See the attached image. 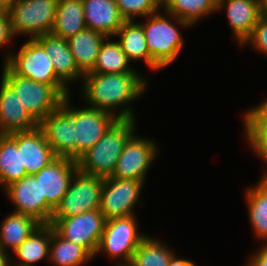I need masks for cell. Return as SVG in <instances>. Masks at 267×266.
Here are the masks:
<instances>
[{"label": "cell", "mask_w": 267, "mask_h": 266, "mask_svg": "<svg viewBox=\"0 0 267 266\" xmlns=\"http://www.w3.org/2000/svg\"><path fill=\"white\" fill-rule=\"evenodd\" d=\"M84 95L89 103L99 110L115 115L112 108L139 97L147 83L136 72L127 73H85ZM116 106V107H115Z\"/></svg>", "instance_id": "obj_1"}, {"label": "cell", "mask_w": 267, "mask_h": 266, "mask_svg": "<svg viewBox=\"0 0 267 266\" xmlns=\"http://www.w3.org/2000/svg\"><path fill=\"white\" fill-rule=\"evenodd\" d=\"M135 119H117L90 149L77 159L84 174L109 177L128 140L134 135Z\"/></svg>", "instance_id": "obj_2"}, {"label": "cell", "mask_w": 267, "mask_h": 266, "mask_svg": "<svg viewBox=\"0 0 267 266\" xmlns=\"http://www.w3.org/2000/svg\"><path fill=\"white\" fill-rule=\"evenodd\" d=\"M5 61L4 65L14 74L52 85L64 98L69 96L68 86L57 77L51 59L35 38L23 44L18 54L10 53Z\"/></svg>", "instance_id": "obj_3"}, {"label": "cell", "mask_w": 267, "mask_h": 266, "mask_svg": "<svg viewBox=\"0 0 267 266\" xmlns=\"http://www.w3.org/2000/svg\"><path fill=\"white\" fill-rule=\"evenodd\" d=\"M69 96L63 99L61 108L75 123L76 160L90 149L117 119H133L132 109L125 107L118 115L92 108H69Z\"/></svg>", "instance_id": "obj_4"}, {"label": "cell", "mask_w": 267, "mask_h": 266, "mask_svg": "<svg viewBox=\"0 0 267 266\" xmlns=\"http://www.w3.org/2000/svg\"><path fill=\"white\" fill-rule=\"evenodd\" d=\"M149 15L146 24H140L146 38L147 48L151 55V69L164 68L179 55L183 39L177 27L160 13Z\"/></svg>", "instance_id": "obj_5"}, {"label": "cell", "mask_w": 267, "mask_h": 266, "mask_svg": "<svg viewBox=\"0 0 267 266\" xmlns=\"http://www.w3.org/2000/svg\"><path fill=\"white\" fill-rule=\"evenodd\" d=\"M2 77L14 88L22 105L38 123L61 107L64 97L52 85L20 77L6 65Z\"/></svg>", "instance_id": "obj_6"}, {"label": "cell", "mask_w": 267, "mask_h": 266, "mask_svg": "<svg viewBox=\"0 0 267 266\" xmlns=\"http://www.w3.org/2000/svg\"><path fill=\"white\" fill-rule=\"evenodd\" d=\"M59 0H15L9 11L13 35L29 34L35 38L53 28Z\"/></svg>", "instance_id": "obj_7"}, {"label": "cell", "mask_w": 267, "mask_h": 266, "mask_svg": "<svg viewBox=\"0 0 267 266\" xmlns=\"http://www.w3.org/2000/svg\"><path fill=\"white\" fill-rule=\"evenodd\" d=\"M72 178L52 218L70 217L99 209L104 177L84 174L77 170Z\"/></svg>", "instance_id": "obj_8"}, {"label": "cell", "mask_w": 267, "mask_h": 266, "mask_svg": "<svg viewBox=\"0 0 267 266\" xmlns=\"http://www.w3.org/2000/svg\"><path fill=\"white\" fill-rule=\"evenodd\" d=\"M105 223V217L96 209L75 216L52 218L50 225L59 236L84 247L94 257Z\"/></svg>", "instance_id": "obj_9"}, {"label": "cell", "mask_w": 267, "mask_h": 266, "mask_svg": "<svg viewBox=\"0 0 267 266\" xmlns=\"http://www.w3.org/2000/svg\"><path fill=\"white\" fill-rule=\"evenodd\" d=\"M145 237L137 231L134 215L108 219L97 253L105 251L113 259L122 257L125 259L123 265H127L130 264L134 251Z\"/></svg>", "instance_id": "obj_10"}, {"label": "cell", "mask_w": 267, "mask_h": 266, "mask_svg": "<svg viewBox=\"0 0 267 266\" xmlns=\"http://www.w3.org/2000/svg\"><path fill=\"white\" fill-rule=\"evenodd\" d=\"M143 181L105 177L99 210L106 220L134 215ZM132 210V211H131Z\"/></svg>", "instance_id": "obj_11"}, {"label": "cell", "mask_w": 267, "mask_h": 266, "mask_svg": "<svg viewBox=\"0 0 267 266\" xmlns=\"http://www.w3.org/2000/svg\"><path fill=\"white\" fill-rule=\"evenodd\" d=\"M6 194L16 206L15 212L29 215L41 224H50L54 210L41 198L40 183L34 175H25L6 188Z\"/></svg>", "instance_id": "obj_12"}, {"label": "cell", "mask_w": 267, "mask_h": 266, "mask_svg": "<svg viewBox=\"0 0 267 266\" xmlns=\"http://www.w3.org/2000/svg\"><path fill=\"white\" fill-rule=\"evenodd\" d=\"M157 148L151 140L132 136L126 143L110 177L144 182L146 171L156 156Z\"/></svg>", "instance_id": "obj_13"}, {"label": "cell", "mask_w": 267, "mask_h": 266, "mask_svg": "<svg viewBox=\"0 0 267 266\" xmlns=\"http://www.w3.org/2000/svg\"><path fill=\"white\" fill-rule=\"evenodd\" d=\"M78 170L77 160L57 157L49 165L33 174L40 183L41 198L55 210L68 190L72 176Z\"/></svg>", "instance_id": "obj_14"}, {"label": "cell", "mask_w": 267, "mask_h": 266, "mask_svg": "<svg viewBox=\"0 0 267 266\" xmlns=\"http://www.w3.org/2000/svg\"><path fill=\"white\" fill-rule=\"evenodd\" d=\"M39 128L57 157L76 160L75 123L61 107L48 114Z\"/></svg>", "instance_id": "obj_15"}, {"label": "cell", "mask_w": 267, "mask_h": 266, "mask_svg": "<svg viewBox=\"0 0 267 266\" xmlns=\"http://www.w3.org/2000/svg\"><path fill=\"white\" fill-rule=\"evenodd\" d=\"M39 123L22 105L14 88L2 77L0 87V134L9 135L36 129Z\"/></svg>", "instance_id": "obj_16"}, {"label": "cell", "mask_w": 267, "mask_h": 266, "mask_svg": "<svg viewBox=\"0 0 267 266\" xmlns=\"http://www.w3.org/2000/svg\"><path fill=\"white\" fill-rule=\"evenodd\" d=\"M9 136L17 143L18 149H21L22 165L28 175L37 173L57 158L39 127Z\"/></svg>", "instance_id": "obj_17"}, {"label": "cell", "mask_w": 267, "mask_h": 266, "mask_svg": "<svg viewBox=\"0 0 267 266\" xmlns=\"http://www.w3.org/2000/svg\"><path fill=\"white\" fill-rule=\"evenodd\" d=\"M86 28L107 36H115L126 22L114 0H82Z\"/></svg>", "instance_id": "obj_18"}, {"label": "cell", "mask_w": 267, "mask_h": 266, "mask_svg": "<svg viewBox=\"0 0 267 266\" xmlns=\"http://www.w3.org/2000/svg\"><path fill=\"white\" fill-rule=\"evenodd\" d=\"M224 4L227 7L228 22L242 45L261 16V0H218V10Z\"/></svg>", "instance_id": "obj_19"}, {"label": "cell", "mask_w": 267, "mask_h": 266, "mask_svg": "<svg viewBox=\"0 0 267 266\" xmlns=\"http://www.w3.org/2000/svg\"><path fill=\"white\" fill-rule=\"evenodd\" d=\"M35 39L43 46L44 51L54 66L57 77L66 85L71 80L84 76L77 67L69 48L68 41L51 33L44 34Z\"/></svg>", "instance_id": "obj_20"}, {"label": "cell", "mask_w": 267, "mask_h": 266, "mask_svg": "<svg viewBox=\"0 0 267 266\" xmlns=\"http://www.w3.org/2000/svg\"><path fill=\"white\" fill-rule=\"evenodd\" d=\"M105 38L104 34L85 28L67 39L75 63L83 74L94 68Z\"/></svg>", "instance_id": "obj_21"}, {"label": "cell", "mask_w": 267, "mask_h": 266, "mask_svg": "<svg viewBox=\"0 0 267 266\" xmlns=\"http://www.w3.org/2000/svg\"><path fill=\"white\" fill-rule=\"evenodd\" d=\"M85 28L82 0H59L55 21L50 33L67 40Z\"/></svg>", "instance_id": "obj_22"}, {"label": "cell", "mask_w": 267, "mask_h": 266, "mask_svg": "<svg viewBox=\"0 0 267 266\" xmlns=\"http://www.w3.org/2000/svg\"><path fill=\"white\" fill-rule=\"evenodd\" d=\"M41 225L35 218L22 213L13 212L1 226L0 250L6 253L5 249L11 247L13 251L26 240Z\"/></svg>", "instance_id": "obj_23"}, {"label": "cell", "mask_w": 267, "mask_h": 266, "mask_svg": "<svg viewBox=\"0 0 267 266\" xmlns=\"http://www.w3.org/2000/svg\"><path fill=\"white\" fill-rule=\"evenodd\" d=\"M162 5L171 18L185 27L218 10V0H162Z\"/></svg>", "instance_id": "obj_24"}, {"label": "cell", "mask_w": 267, "mask_h": 266, "mask_svg": "<svg viewBox=\"0 0 267 266\" xmlns=\"http://www.w3.org/2000/svg\"><path fill=\"white\" fill-rule=\"evenodd\" d=\"M50 243L51 225L41 224L14 250L18 258L21 259L20 263L17 262V265L14 266H32V263L49 257Z\"/></svg>", "instance_id": "obj_25"}, {"label": "cell", "mask_w": 267, "mask_h": 266, "mask_svg": "<svg viewBox=\"0 0 267 266\" xmlns=\"http://www.w3.org/2000/svg\"><path fill=\"white\" fill-rule=\"evenodd\" d=\"M26 174L22 165L21 149L9 135L0 134V185L7 187Z\"/></svg>", "instance_id": "obj_26"}, {"label": "cell", "mask_w": 267, "mask_h": 266, "mask_svg": "<svg viewBox=\"0 0 267 266\" xmlns=\"http://www.w3.org/2000/svg\"><path fill=\"white\" fill-rule=\"evenodd\" d=\"M115 35L119 36L118 42L129 61L143 59L151 68V55L147 48L145 33L140 24L126 21Z\"/></svg>", "instance_id": "obj_27"}, {"label": "cell", "mask_w": 267, "mask_h": 266, "mask_svg": "<svg viewBox=\"0 0 267 266\" xmlns=\"http://www.w3.org/2000/svg\"><path fill=\"white\" fill-rule=\"evenodd\" d=\"M246 136L252 149L267 162V100L244 115Z\"/></svg>", "instance_id": "obj_28"}, {"label": "cell", "mask_w": 267, "mask_h": 266, "mask_svg": "<svg viewBox=\"0 0 267 266\" xmlns=\"http://www.w3.org/2000/svg\"><path fill=\"white\" fill-rule=\"evenodd\" d=\"M52 245V246H51ZM92 255L82 246L59 236L51 226L49 259L58 266H80L92 259Z\"/></svg>", "instance_id": "obj_29"}, {"label": "cell", "mask_w": 267, "mask_h": 266, "mask_svg": "<svg viewBox=\"0 0 267 266\" xmlns=\"http://www.w3.org/2000/svg\"><path fill=\"white\" fill-rule=\"evenodd\" d=\"M247 191L249 219L256 235L267 240V174Z\"/></svg>", "instance_id": "obj_30"}, {"label": "cell", "mask_w": 267, "mask_h": 266, "mask_svg": "<svg viewBox=\"0 0 267 266\" xmlns=\"http://www.w3.org/2000/svg\"><path fill=\"white\" fill-rule=\"evenodd\" d=\"M129 60L119 42H103L92 73H127L135 72L129 67Z\"/></svg>", "instance_id": "obj_31"}, {"label": "cell", "mask_w": 267, "mask_h": 266, "mask_svg": "<svg viewBox=\"0 0 267 266\" xmlns=\"http://www.w3.org/2000/svg\"><path fill=\"white\" fill-rule=\"evenodd\" d=\"M174 254L161 242L146 236L133 253L130 266H168Z\"/></svg>", "instance_id": "obj_32"}, {"label": "cell", "mask_w": 267, "mask_h": 266, "mask_svg": "<svg viewBox=\"0 0 267 266\" xmlns=\"http://www.w3.org/2000/svg\"><path fill=\"white\" fill-rule=\"evenodd\" d=\"M120 14L126 21H133L134 15L148 17L156 13L162 0H114Z\"/></svg>", "instance_id": "obj_33"}, {"label": "cell", "mask_w": 267, "mask_h": 266, "mask_svg": "<svg viewBox=\"0 0 267 266\" xmlns=\"http://www.w3.org/2000/svg\"><path fill=\"white\" fill-rule=\"evenodd\" d=\"M248 42H251L255 49L267 55V17L260 16L251 35L244 41V43Z\"/></svg>", "instance_id": "obj_34"}, {"label": "cell", "mask_w": 267, "mask_h": 266, "mask_svg": "<svg viewBox=\"0 0 267 266\" xmlns=\"http://www.w3.org/2000/svg\"><path fill=\"white\" fill-rule=\"evenodd\" d=\"M13 38V32L8 10H0V47Z\"/></svg>", "instance_id": "obj_35"}, {"label": "cell", "mask_w": 267, "mask_h": 266, "mask_svg": "<svg viewBox=\"0 0 267 266\" xmlns=\"http://www.w3.org/2000/svg\"><path fill=\"white\" fill-rule=\"evenodd\" d=\"M248 266H267V243L259 253L252 256L250 262H248Z\"/></svg>", "instance_id": "obj_36"}, {"label": "cell", "mask_w": 267, "mask_h": 266, "mask_svg": "<svg viewBox=\"0 0 267 266\" xmlns=\"http://www.w3.org/2000/svg\"><path fill=\"white\" fill-rule=\"evenodd\" d=\"M168 266H195L191 261L185 259H177L175 255H173L169 261Z\"/></svg>", "instance_id": "obj_37"}, {"label": "cell", "mask_w": 267, "mask_h": 266, "mask_svg": "<svg viewBox=\"0 0 267 266\" xmlns=\"http://www.w3.org/2000/svg\"><path fill=\"white\" fill-rule=\"evenodd\" d=\"M6 254L0 250V266H10V260Z\"/></svg>", "instance_id": "obj_38"}, {"label": "cell", "mask_w": 267, "mask_h": 266, "mask_svg": "<svg viewBox=\"0 0 267 266\" xmlns=\"http://www.w3.org/2000/svg\"><path fill=\"white\" fill-rule=\"evenodd\" d=\"M15 0H0V10H9Z\"/></svg>", "instance_id": "obj_39"}, {"label": "cell", "mask_w": 267, "mask_h": 266, "mask_svg": "<svg viewBox=\"0 0 267 266\" xmlns=\"http://www.w3.org/2000/svg\"><path fill=\"white\" fill-rule=\"evenodd\" d=\"M261 15L267 17V0H261Z\"/></svg>", "instance_id": "obj_40"}, {"label": "cell", "mask_w": 267, "mask_h": 266, "mask_svg": "<svg viewBox=\"0 0 267 266\" xmlns=\"http://www.w3.org/2000/svg\"><path fill=\"white\" fill-rule=\"evenodd\" d=\"M116 266H130V265H129V264H127V265H123V264H121V265L119 264V265H118V264H117Z\"/></svg>", "instance_id": "obj_41"}]
</instances>
